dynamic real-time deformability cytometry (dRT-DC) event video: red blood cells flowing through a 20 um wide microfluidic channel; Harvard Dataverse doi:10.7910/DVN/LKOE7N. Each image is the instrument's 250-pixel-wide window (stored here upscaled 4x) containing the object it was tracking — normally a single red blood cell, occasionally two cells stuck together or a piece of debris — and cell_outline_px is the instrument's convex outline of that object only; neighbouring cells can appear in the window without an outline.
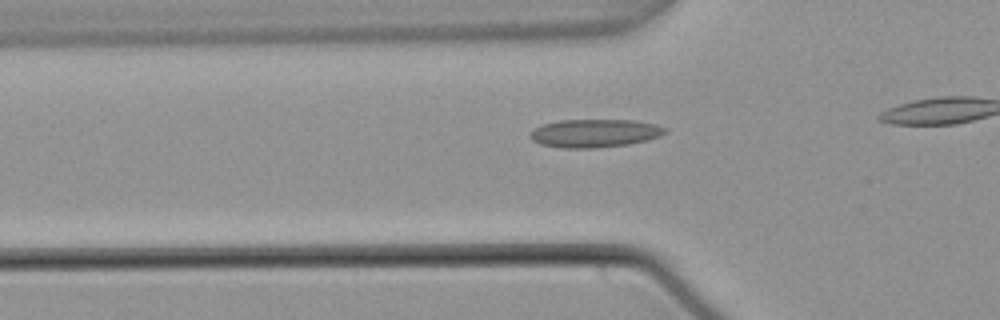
{"species": "common noctule bat (a hibernating species)", "species_latin": "Nyctalus noctula", "temperature_condition": "warm", "stored_images_in_passage": 36, "camera_frame_rate_fps": 3000, "um_per_image_px": 0.085, "animal": {"sex": "male", "body_mass_g": 21.5, "forearm_length_mm": 52.0}, "frame": {"image": 1, "passage_image": 11, "time_ms": 3.333, "image_size_px": [1000, 320], "cell_outline_px": [[668, 132], [660, 136], [648, 140], [628, 144], [596, 148], [564, 148], [540, 144], [532, 140], [528, 136], [536, 128], [544, 124], [560, 120], [636, 120], [656, 124], [668, 128]], "centroid_in_image_um": [50.6, 11.32], "position_along_channel_um": 75.2, "area_um2": 22.25}}